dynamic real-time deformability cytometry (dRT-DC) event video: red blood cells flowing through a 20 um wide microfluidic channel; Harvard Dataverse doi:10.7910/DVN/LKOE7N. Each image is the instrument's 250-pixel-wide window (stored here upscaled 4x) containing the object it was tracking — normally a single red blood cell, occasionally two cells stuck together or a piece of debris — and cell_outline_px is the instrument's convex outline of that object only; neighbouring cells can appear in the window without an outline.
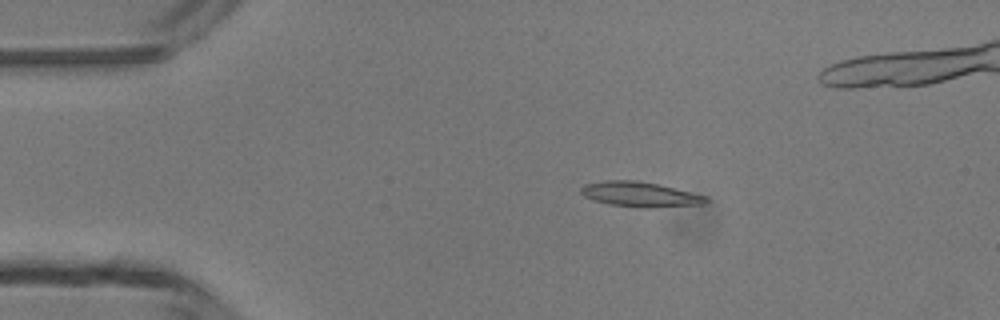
{"species": "common noctule bat (a hibernating species)", "species_latin": "Nyctalus noctula", "temperature_condition": "room temperature", "stored_images_in_passage": 5, "camera_frame_rate_fps": 3000, "um_per_image_px": 0.085, "animal": {"sex": "male", "body_mass_g": 13.3}, "frame": {"image": 1, "passage_image": 3, "time_ms": 2.333, "image_size_px": [1000, 320], "cell_outline_px": [[708, 200], [704, 204], [652, 208], [640, 208], [612, 204], [596, 200], [584, 196], [580, 192], [580, 188], [584, 184], [604, 180], [636, 180], [656, 184], [708, 196]], "centroid_in_image_um": [54.41, 16.52], "position_along_channel_um": 30.6, "area_um2": 18.09}}